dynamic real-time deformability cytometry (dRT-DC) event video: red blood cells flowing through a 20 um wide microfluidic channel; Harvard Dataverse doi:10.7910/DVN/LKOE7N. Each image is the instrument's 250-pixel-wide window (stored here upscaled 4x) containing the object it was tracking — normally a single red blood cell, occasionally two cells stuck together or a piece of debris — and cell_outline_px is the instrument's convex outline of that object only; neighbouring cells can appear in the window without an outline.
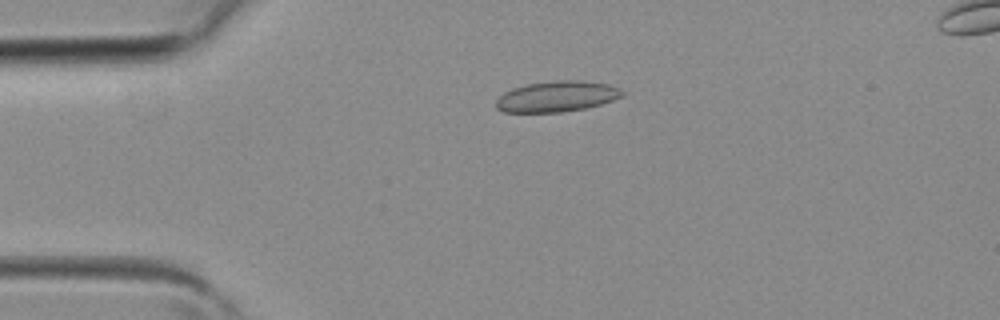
{"species": "common noctule bat (a hibernating species)", "species_latin": "Nyctalus noctula", "temperature_condition": "room temperature", "stored_images_in_passage": 2, "camera_frame_rate_fps": 3000, "um_per_image_px": 0.085, "animal": {"sex": "female", "body_mass_g": 19.3, "forearm_length_mm": 54.1}, "frame": {"image": 1, "passage_image": 1, "time_ms": 0.0, "image_size_px": [1000, 320], "cell_outline_px": [[624, 96], [600, 104], [584, 108], [560, 112], [504, 112], [496, 108], [496, 100], [504, 92], [512, 88], [528, 84], [556, 80], [580, 80], [608, 84], [620, 88], [624, 92]], "centroid_in_image_um": [47.33, 8.19], "position_along_channel_um": 37.7, "area_um2": 22.54}}